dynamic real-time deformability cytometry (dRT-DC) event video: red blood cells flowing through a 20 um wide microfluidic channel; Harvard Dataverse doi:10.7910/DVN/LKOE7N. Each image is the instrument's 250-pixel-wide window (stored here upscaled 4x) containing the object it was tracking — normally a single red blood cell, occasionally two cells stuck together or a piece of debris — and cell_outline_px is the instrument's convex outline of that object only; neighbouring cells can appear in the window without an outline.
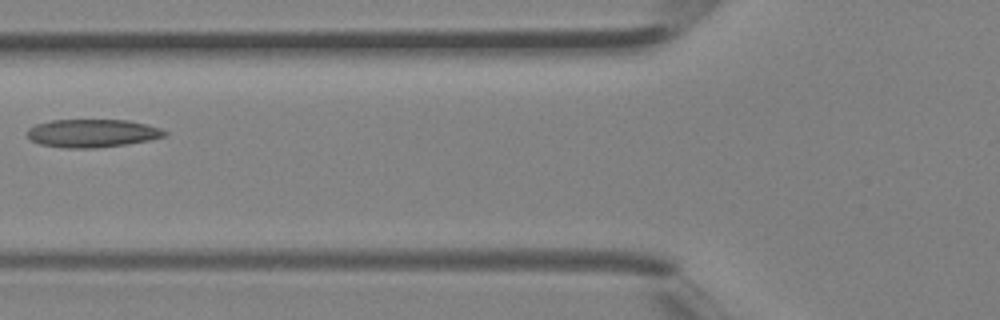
{"species": "Egyptian fruit bat (a non-hibernating species)", "species_latin": "Rousettus aegyptiacus", "temperature_condition": "room temperature", "stored_images_in_passage": 2, "camera_frame_rate_fps": 3000, "um_per_image_px": 0.085, "animal": {"sex": "female"}, "frame": {"image": 1, "passage_image": 2, "time_ms": 0.333, "image_size_px": [1000, 320], "cell_outline_px": [[168, 136], [152, 140], [128, 144], [96, 148], [68, 148], [40, 144], [32, 140], [28, 136], [28, 128], [36, 124], [52, 120], [128, 120], [148, 124], [160, 128], [168, 132]], "centroid_in_image_um": [7.92, 11.32], "position_along_channel_um": 117.9, "area_um2": 22.66}}